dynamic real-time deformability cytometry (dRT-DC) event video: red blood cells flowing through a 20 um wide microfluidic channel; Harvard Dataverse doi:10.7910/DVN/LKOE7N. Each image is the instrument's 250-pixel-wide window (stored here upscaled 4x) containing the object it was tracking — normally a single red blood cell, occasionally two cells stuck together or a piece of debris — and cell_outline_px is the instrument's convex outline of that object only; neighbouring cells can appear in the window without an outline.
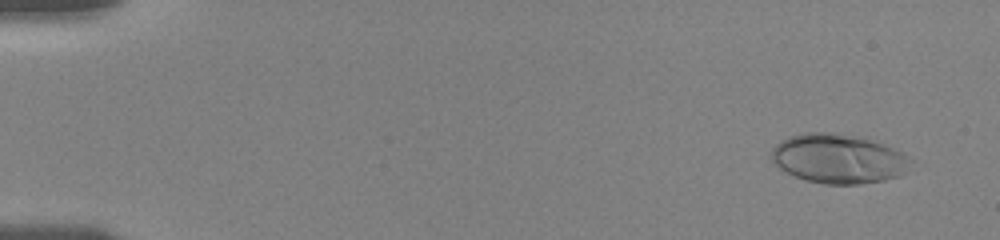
{"species": "human", "species_latin": "Homo sapiens", "temperature_condition": "room temperature", "stored_images_in_passage": 60, "camera_frame_rate_fps": 3000, "um_per_image_px": 0.085, "donor": {"sex": "female"}, "frame": {"image": 1, "passage_image": 3, "time_ms": 1.0, "image_size_px": [1000, 240], "cell_outline_px": [[908, 156], [900, 176], [884, 180], [856, 184], [824, 184], [808, 180], [796, 176], [780, 168], [772, 160], [772, 148], [776, 144], [788, 136], [804, 132], [828, 132], [868, 136], [904, 152]], "centroid_in_image_um": [71.25, 13.44], "position_along_channel_um": 13.8, "area_um2": 40.0}}
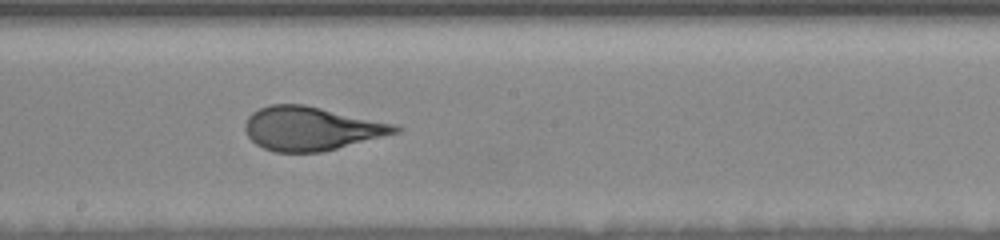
{"frame": {"image": 2, "passage_image": 35, "time_ms": 10.333, "image_size_px": [1000, 240], "cell_outline_px": [[404, 128], [400, 132], [320, 152], [276, 152], [264, 148], [256, 144], [248, 136], [244, 128], [244, 124], [248, 116], [252, 112], [260, 108], [272, 104], [304, 104], [396, 124]], "centroid_in_image_um": [26.45, 10.92], "position_along_channel_um": 221.7, "area_um2": 38.09}}
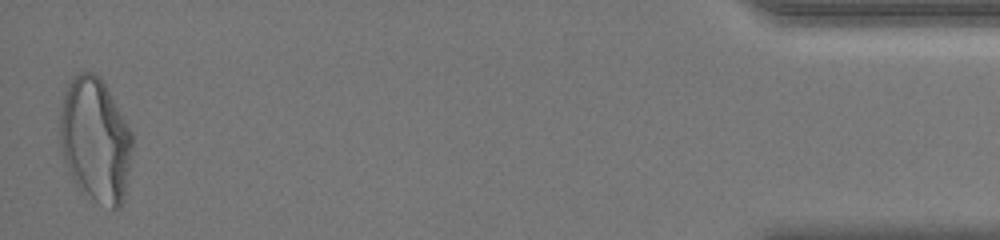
{"frame": {"image": 3, "passage_image": 60, "time_ms": 18.0, "image_size_px": [1000, 240], "cell_outline_px": [[132, 148], [124, 200], [120, 208], [112, 208], [80, 192], [64, 160], [60, 148], [60, 112], [64, 92], [72, 76], [76, 72], [96, 72], [104, 80], [132, 132]], "centroid_in_image_um": [8.1, 11.85], "position_along_channel_um": 427.1, "area_um2": 52.83}, "authors_computed_cell_mechanics": {"area_um2": 38.6682, "velocity_mm_per_s": 3.6853, "shape_relaxation_time_tau1_ms": 6.8568, "shape_relaxation_time_tau2_ms": null, "deformation_change_tau1": 0.2446, "deformation_change_tau2": null}}